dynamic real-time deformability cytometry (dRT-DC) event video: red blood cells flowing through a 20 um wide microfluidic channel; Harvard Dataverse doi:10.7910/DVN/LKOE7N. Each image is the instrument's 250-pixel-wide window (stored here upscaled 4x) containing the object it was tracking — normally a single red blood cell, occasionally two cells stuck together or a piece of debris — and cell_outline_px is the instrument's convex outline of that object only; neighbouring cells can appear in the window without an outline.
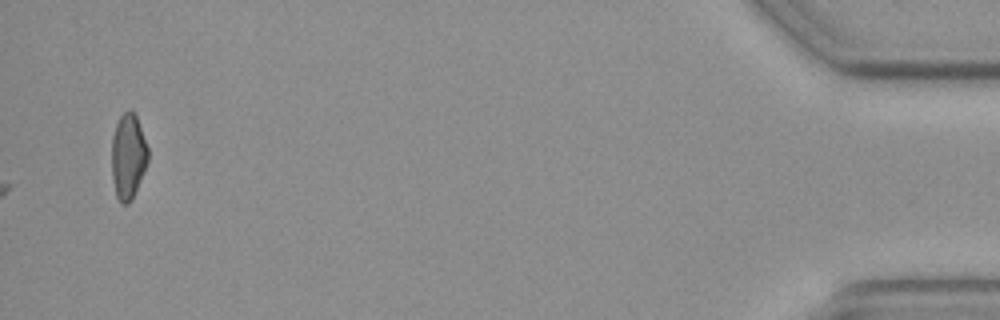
{"species": "common noctule bat (a hibernating species)", "species_latin": "Nyctalus noctula", "temperature_condition": "cold", "stored_images_in_passage": 45, "camera_frame_rate_fps": 3000, "um_per_image_px": 0.085, "animal": {"sex": "female", "body_mass_g": 19.3, "forearm_length_mm": 54.1}, "frame": {"image": 1, "passage_image": 45, "time_ms": 14.667, "image_size_px": [1000, 320], "cell_outline_px": [[148, 160], [132, 200], [128, 204], [120, 204], [116, 196], [112, 180], [112, 136], [116, 124], [120, 116], [128, 108], [136, 116], [148, 148]], "centroid_in_image_um": [10.87, 13.32], "position_along_channel_um": 424.3, "area_um2": 18.03}}